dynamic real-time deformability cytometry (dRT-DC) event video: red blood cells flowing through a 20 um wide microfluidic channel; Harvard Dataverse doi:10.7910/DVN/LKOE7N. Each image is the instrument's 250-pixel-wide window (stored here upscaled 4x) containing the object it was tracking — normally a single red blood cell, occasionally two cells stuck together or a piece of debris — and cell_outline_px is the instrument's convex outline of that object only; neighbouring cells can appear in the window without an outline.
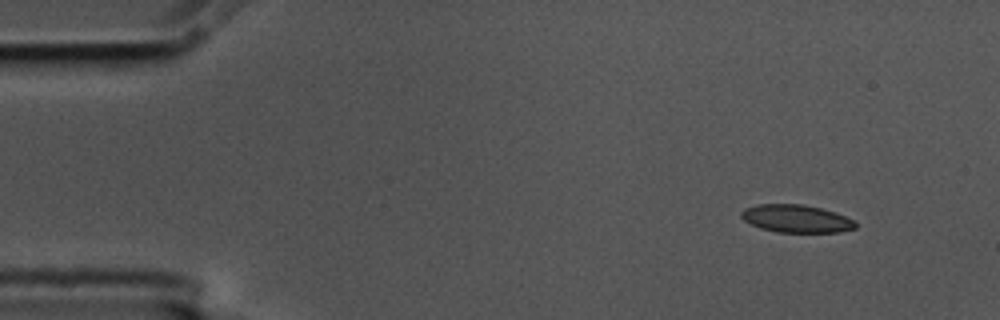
{"species": "common noctule bat (a hibernating species)", "species_latin": "Nyctalus noctula", "temperature_condition": "cold", "stored_images_in_passage": 4, "camera_frame_rate_fps": 3000, "um_per_image_px": 0.085, "animal": {"sex": "male", "body_mass_g": 17.5, "forearm_length_mm": 52.3}, "frame": {"image": 1, "passage_image": 1, "time_ms": 0.0, "image_size_px": [1000, 320], "cell_outline_px": [[856, 228], [840, 232], [776, 232], [760, 228], [744, 220], [740, 216], [740, 212], [744, 208], [756, 204], [804, 204], [836, 212], [856, 220]], "centroid_in_image_um": [67.69, 18.58], "position_along_channel_um": 17.3, "area_um2": 18.67}}
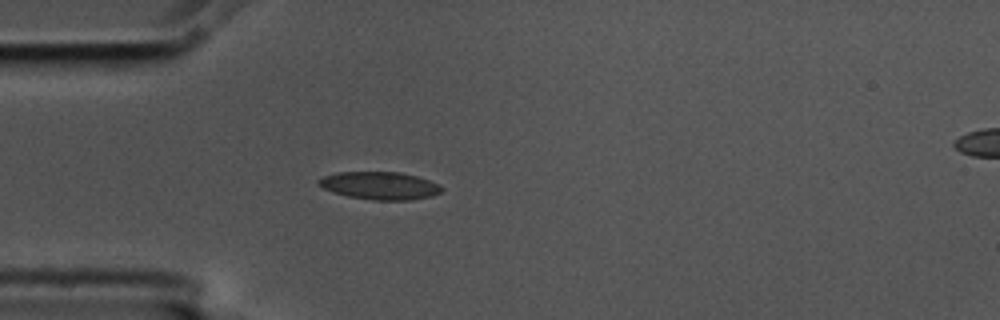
{"frame": {"image": 2, "passage_image": 4, "time_ms": 1.0, "image_size_px": [1000, 320], "cell_outline_px": [[444, 188], [440, 192], [432, 196], [408, 200], [372, 200], [348, 196], [332, 192], [324, 188], [316, 180], [324, 176], [336, 172], [400, 172], [416, 176], [440, 184]], "centroid_in_image_um": [32.29, 15.78], "position_along_channel_um": 52.7, "area_um2": 19.83}}